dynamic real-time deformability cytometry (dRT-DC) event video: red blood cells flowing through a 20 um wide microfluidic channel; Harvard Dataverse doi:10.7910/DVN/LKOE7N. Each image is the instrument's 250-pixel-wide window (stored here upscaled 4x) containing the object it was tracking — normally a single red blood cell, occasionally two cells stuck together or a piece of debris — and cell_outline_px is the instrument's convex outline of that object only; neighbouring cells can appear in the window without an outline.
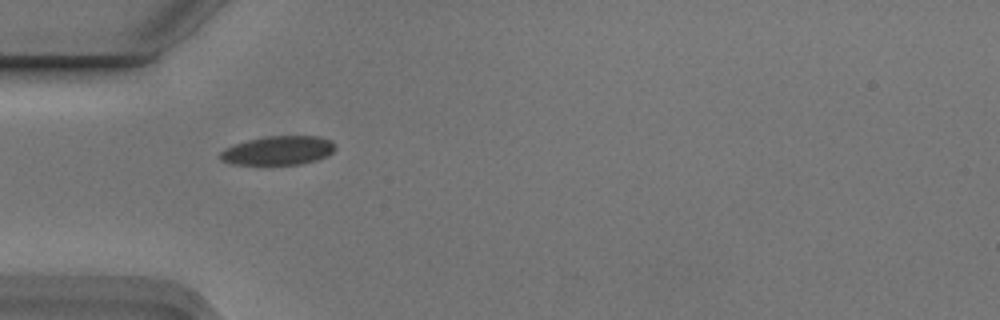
{"species": "Egyptian fruit bat (a non-hibernating species)", "species_latin": "Rousettus aegyptiacus", "temperature_condition": "cold", "stored_images_in_passage": 7, "camera_frame_rate_fps": 3000, "um_per_image_px": 0.085, "animal": {"sex": "male"}, "frame": {"image": 1, "passage_image": 2, "time_ms": 0.333, "image_size_px": [1000, 320], "cell_outline_px": [[336, 148], [328, 156], [316, 160], [300, 164], [228, 164], [220, 160], [220, 152], [224, 148], [248, 140], [268, 136], [320, 136], [332, 140]], "centroid_in_image_um": [23.66, 12.79], "position_along_channel_um": 61.3, "area_um2": 19.42}}
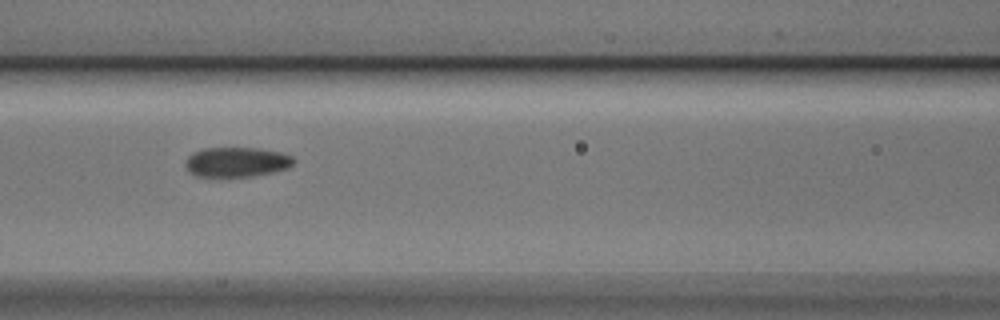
{"frame": {"image": 2, "passage_image": 4, "time_ms": 1.0, "image_size_px": [1000, 320], "cell_outline_px": [[296, 160], [288, 168], [272, 172], [252, 176], [196, 176], [184, 164], [188, 156], [192, 152], [204, 148], [260, 148], [280, 152], [292, 156]], "centroid_in_image_um": [20.13, 13.76], "position_along_channel_um": 146.5, "area_um2": 18.67}}
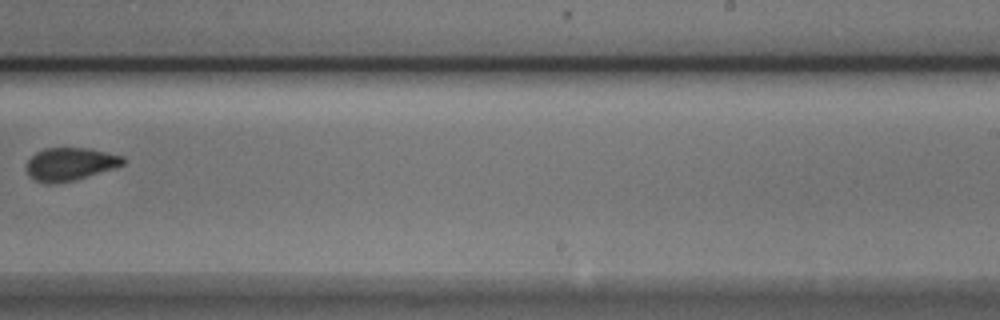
{"frame": {"image": 3, "passage_image": 7, "time_ms": 2.0, "image_size_px": [1000, 320], "cell_outline_px": [[128, 160], [124, 164], [112, 168], [72, 180], [56, 184], [48, 184], [36, 180], [28, 172], [28, 160], [36, 152], [44, 148], [92, 148], [124, 156]], "centroid_in_image_um": [6.0, 13.92], "position_along_channel_um": 283.0, "area_um2": 18.26}}